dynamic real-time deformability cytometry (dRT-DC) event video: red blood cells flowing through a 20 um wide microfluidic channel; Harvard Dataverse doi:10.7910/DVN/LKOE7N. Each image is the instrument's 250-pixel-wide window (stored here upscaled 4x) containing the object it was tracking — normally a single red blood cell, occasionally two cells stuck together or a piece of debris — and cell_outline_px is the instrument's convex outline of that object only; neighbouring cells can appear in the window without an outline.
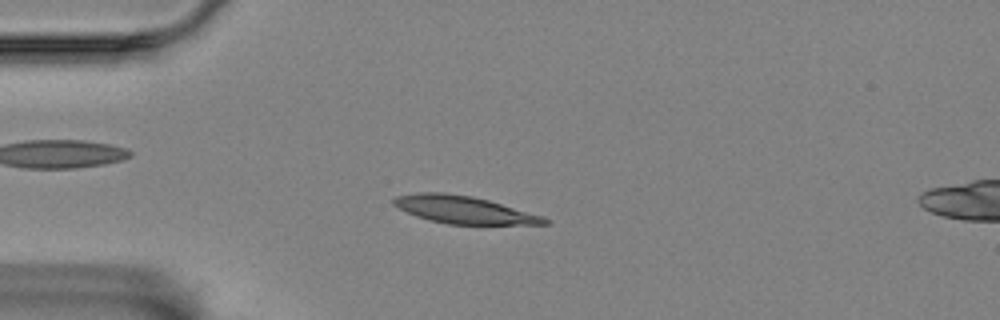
{"species": "Egyptian fruit bat (a non-hibernating species)", "species_latin": "Rousettus aegyptiacus", "temperature_condition": "room temperature", "stored_images_in_passage": 46, "camera_frame_rate_fps": 3000, "um_per_image_px": 0.085, "animal": {"sex": "female"}, "frame": {"image": 1, "passage_image": 3, "time_ms": 0.667, "image_size_px": [1000, 320], "cell_outline_px": [[552, 220], [548, 224], [448, 224], [428, 220], [416, 216], [392, 204], [392, 200], [396, 196], [416, 192], [444, 192], [472, 196], [488, 200], [544, 216]], "centroid_in_image_um": [39.43, 17.82], "position_along_channel_um": 45.6, "area_um2": 24.16}}
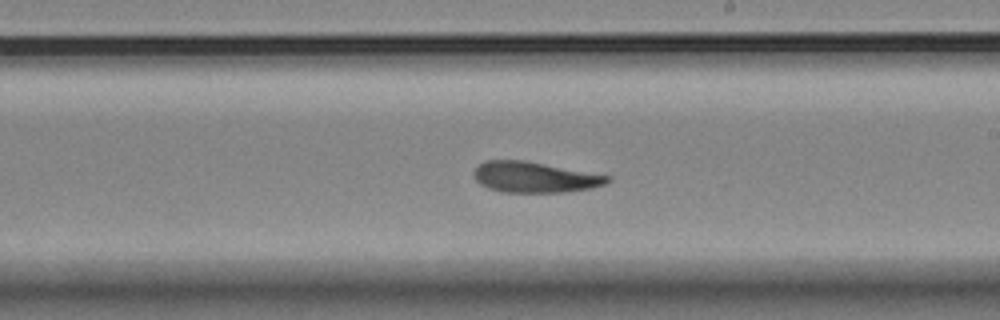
{"frame": {"image": 2, "passage_image": 22, "time_ms": 7.0, "image_size_px": [1000, 320], "cell_outline_px": [[612, 180], [604, 184], [592, 188], [564, 192], [504, 192], [488, 188], [480, 184], [472, 176], [472, 172], [484, 160], [524, 160], [612, 176]], "centroid_in_image_um": [45.44, 15.06], "position_along_channel_um": 243.6, "area_um2": 23.99}}
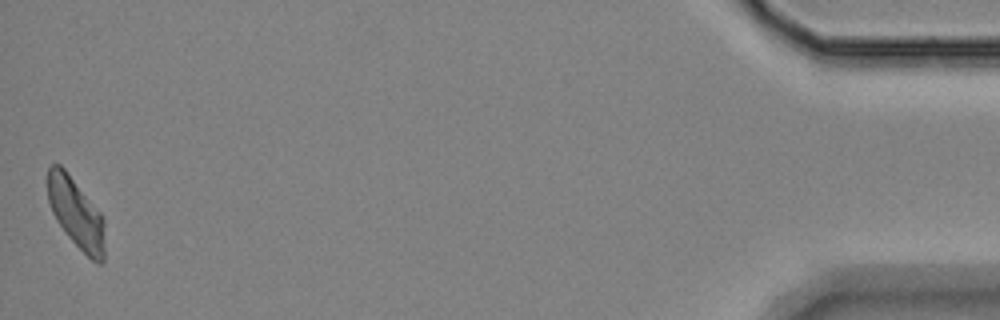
{"frame": {"image": 3, "passage_image": 46, "time_ms": 15.0, "image_size_px": [1000, 320], "cell_outline_px": [[104, 260], [100, 264], [96, 264], [64, 232], [56, 220], [52, 212], [48, 200], [48, 168], [52, 164], [60, 164], [64, 168], [104, 216]], "centroid_in_image_um": [6.48, 18.12], "position_along_channel_um": 428.7, "area_um2": 23.24}, "authors_computed_cell_mechanics": {"area_um2": 24.276, "velocity_mm_per_s": 3.4214, "shape_relaxation_time_tau1_ms": 5.9093, "shape_relaxation_time_tau2_ms": null, "deformation_change_tau1": 0.193, "deformation_change_tau2": null}}